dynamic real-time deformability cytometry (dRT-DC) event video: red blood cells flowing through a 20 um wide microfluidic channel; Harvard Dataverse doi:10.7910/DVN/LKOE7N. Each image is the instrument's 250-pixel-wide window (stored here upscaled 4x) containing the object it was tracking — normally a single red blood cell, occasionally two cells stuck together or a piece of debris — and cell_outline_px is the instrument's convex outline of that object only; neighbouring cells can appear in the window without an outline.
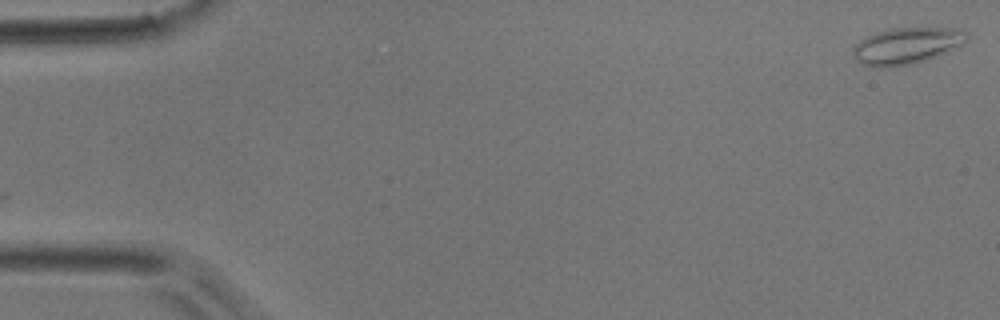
{"species": "common noctule bat (a hibernating species)", "species_latin": "Nyctalus noctula", "temperature_condition": "room temperature", "stored_images_in_passage": 44, "camera_frame_rate_fps": 3000, "um_per_image_px": 0.085, "animal": {"sex": "male", "body_mass_g": 17.9}, "frame": {"image": 1, "passage_image": 1, "time_ms": 0.0, "image_size_px": [1000, 320], "cell_outline_px": [[968, 40], [964, 44], [948, 52], [916, 64], [888, 68], [872, 68], [860, 64], [856, 60], [852, 52], [852, 48], [860, 40], [876, 32], [888, 28], [952, 28], [968, 32]], "centroid_in_image_um": [77.05, 3.92], "position_along_channel_um": 7.9, "area_um2": 24.8}}
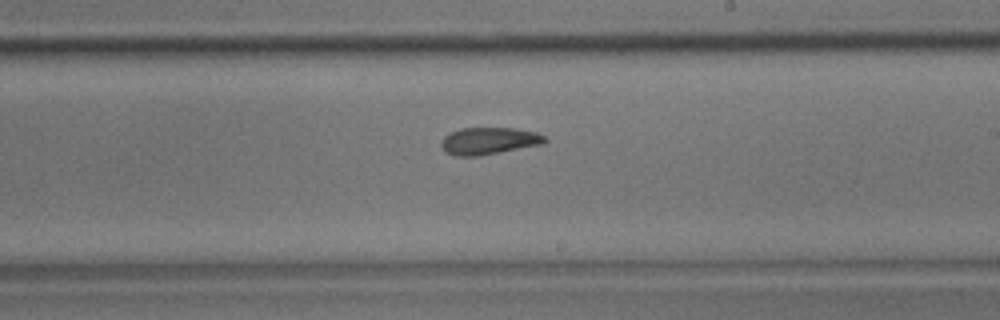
{"frame": {"image": 2, "passage_image": 26, "time_ms": 8.333, "image_size_px": [1000, 320], "cell_outline_px": [[548, 140], [544, 144], [480, 156], [456, 156], [444, 152], [440, 144], [440, 140], [444, 136], [460, 128], [516, 128], [536, 132], [544, 136]], "centroid_in_image_um": [41.55, 11.98], "position_along_channel_um": 247.5, "area_um2": 16.59}}
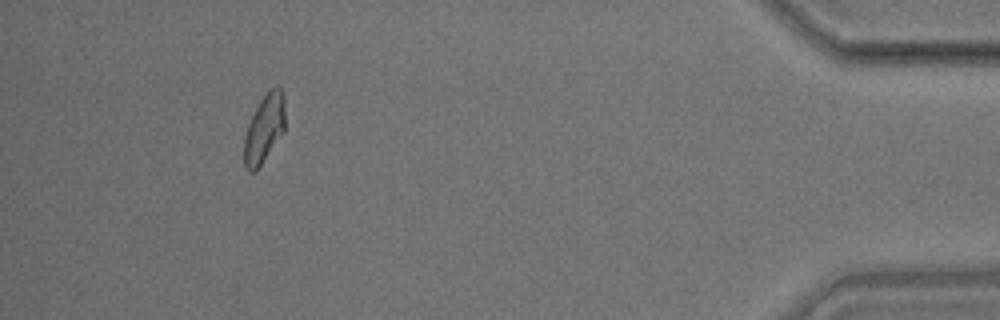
{"frame": {"image": 3, "passage_image": 41, "time_ms": 13.333, "image_size_px": [1000, 320], "cell_outline_px": [[284, 132], [256, 172], [248, 172], [244, 168], [244, 136], [248, 124], [260, 100], [276, 84], [280, 84], [284, 96]], "centroid_in_image_um": [22.46, 10.96], "position_along_channel_um": 412.7, "area_um2": 16.47}}